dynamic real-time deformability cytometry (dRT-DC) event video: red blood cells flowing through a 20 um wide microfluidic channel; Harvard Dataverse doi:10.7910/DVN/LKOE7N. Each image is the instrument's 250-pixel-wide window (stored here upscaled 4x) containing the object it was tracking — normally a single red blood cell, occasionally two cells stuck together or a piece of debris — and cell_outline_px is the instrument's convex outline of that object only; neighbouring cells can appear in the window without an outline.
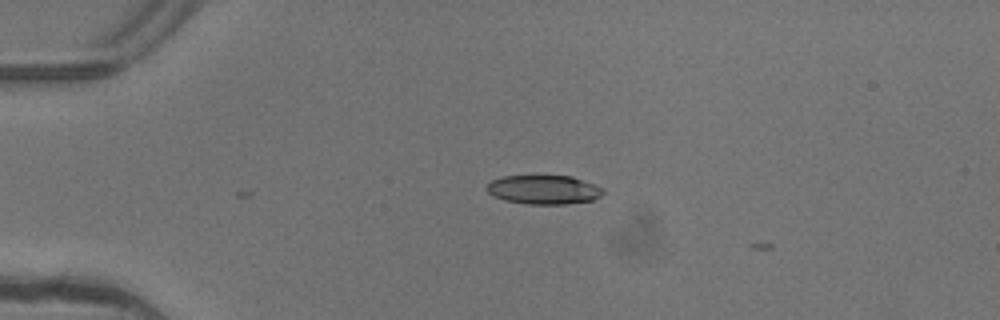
{"species": "common noctule bat (a hibernating species)", "species_latin": "Nyctalus noctula", "temperature_condition": "warm", "stored_images_in_passage": 4, "camera_frame_rate_fps": 3000, "um_per_image_px": 0.085, "animal": {"sex": "female"}, "frame": {"image": 1, "passage_image": 3, "time_ms": 0.667, "image_size_px": [1000, 320], "cell_outline_px": [[604, 192], [600, 196], [592, 200], [564, 204], [528, 204], [504, 200], [492, 196], [488, 192], [488, 184], [492, 180], [504, 176], [572, 176], [604, 188]], "centroid_in_image_um": [46.23, 16.12], "position_along_channel_um": 38.8, "area_um2": 19.54}}